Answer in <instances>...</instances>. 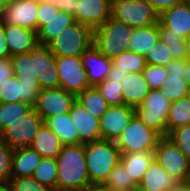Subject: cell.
<instances>
[{"instance_id":"f546056e","label":"cell","mask_w":190,"mask_h":191,"mask_svg":"<svg viewBox=\"0 0 190 191\" xmlns=\"http://www.w3.org/2000/svg\"><path fill=\"white\" fill-rule=\"evenodd\" d=\"M76 100L91 115L101 118L109 104L96 87H89L76 95Z\"/></svg>"},{"instance_id":"ab89813d","label":"cell","mask_w":190,"mask_h":191,"mask_svg":"<svg viewBox=\"0 0 190 191\" xmlns=\"http://www.w3.org/2000/svg\"><path fill=\"white\" fill-rule=\"evenodd\" d=\"M142 75L146 80L150 90H159L165 83L168 73L165 66L147 64L142 71Z\"/></svg>"},{"instance_id":"d590c367","label":"cell","mask_w":190,"mask_h":191,"mask_svg":"<svg viewBox=\"0 0 190 191\" xmlns=\"http://www.w3.org/2000/svg\"><path fill=\"white\" fill-rule=\"evenodd\" d=\"M158 28L160 40L165 43L173 59H185L186 46L184 39L179 35L169 33V29L165 28L160 22H158Z\"/></svg>"},{"instance_id":"d6986e66","label":"cell","mask_w":190,"mask_h":191,"mask_svg":"<svg viewBox=\"0 0 190 191\" xmlns=\"http://www.w3.org/2000/svg\"><path fill=\"white\" fill-rule=\"evenodd\" d=\"M40 86L22 83L12 76L6 80L0 87V102L11 103L23 101L34 106L40 92Z\"/></svg>"},{"instance_id":"8d00e7d4","label":"cell","mask_w":190,"mask_h":191,"mask_svg":"<svg viewBox=\"0 0 190 191\" xmlns=\"http://www.w3.org/2000/svg\"><path fill=\"white\" fill-rule=\"evenodd\" d=\"M187 86L185 78L168 76L159 90L169 101L174 102L186 97Z\"/></svg>"},{"instance_id":"8fae6325","label":"cell","mask_w":190,"mask_h":191,"mask_svg":"<svg viewBox=\"0 0 190 191\" xmlns=\"http://www.w3.org/2000/svg\"><path fill=\"white\" fill-rule=\"evenodd\" d=\"M75 101L76 95L63 88L41 89L33 108L45 120L68 113Z\"/></svg>"},{"instance_id":"db71d44e","label":"cell","mask_w":190,"mask_h":191,"mask_svg":"<svg viewBox=\"0 0 190 191\" xmlns=\"http://www.w3.org/2000/svg\"><path fill=\"white\" fill-rule=\"evenodd\" d=\"M185 46H186V53H185V59L187 61H190V35L187 36L185 39Z\"/></svg>"},{"instance_id":"3957f363","label":"cell","mask_w":190,"mask_h":191,"mask_svg":"<svg viewBox=\"0 0 190 191\" xmlns=\"http://www.w3.org/2000/svg\"><path fill=\"white\" fill-rule=\"evenodd\" d=\"M132 27L110 17L105 23L93 30V43L100 53L113 60L129 50Z\"/></svg>"},{"instance_id":"484cf974","label":"cell","mask_w":190,"mask_h":191,"mask_svg":"<svg viewBox=\"0 0 190 191\" xmlns=\"http://www.w3.org/2000/svg\"><path fill=\"white\" fill-rule=\"evenodd\" d=\"M63 146L60 138L45 124L41 126L30 144V147L43 158H57Z\"/></svg>"},{"instance_id":"7402d4cb","label":"cell","mask_w":190,"mask_h":191,"mask_svg":"<svg viewBox=\"0 0 190 191\" xmlns=\"http://www.w3.org/2000/svg\"><path fill=\"white\" fill-rule=\"evenodd\" d=\"M42 158L30 146L15 148L11 163V177L32 176Z\"/></svg>"},{"instance_id":"91938a15","label":"cell","mask_w":190,"mask_h":191,"mask_svg":"<svg viewBox=\"0 0 190 191\" xmlns=\"http://www.w3.org/2000/svg\"><path fill=\"white\" fill-rule=\"evenodd\" d=\"M31 1L40 3V2H44V1H48V0H31Z\"/></svg>"},{"instance_id":"6125c7cd","label":"cell","mask_w":190,"mask_h":191,"mask_svg":"<svg viewBox=\"0 0 190 191\" xmlns=\"http://www.w3.org/2000/svg\"><path fill=\"white\" fill-rule=\"evenodd\" d=\"M188 189L190 191V180L188 181Z\"/></svg>"},{"instance_id":"9a60e30c","label":"cell","mask_w":190,"mask_h":191,"mask_svg":"<svg viewBox=\"0 0 190 191\" xmlns=\"http://www.w3.org/2000/svg\"><path fill=\"white\" fill-rule=\"evenodd\" d=\"M112 0H77L74 20L91 29L105 23L111 17Z\"/></svg>"},{"instance_id":"ffe728a7","label":"cell","mask_w":190,"mask_h":191,"mask_svg":"<svg viewBox=\"0 0 190 191\" xmlns=\"http://www.w3.org/2000/svg\"><path fill=\"white\" fill-rule=\"evenodd\" d=\"M4 30L11 56L28 53L38 44L35 31L19 25H4Z\"/></svg>"},{"instance_id":"e0dca14e","label":"cell","mask_w":190,"mask_h":191,"mask_svg":"<svg viewBox=\"0 0 190 191\" xmlns=\"http://www.w3.org/2000/svg\"><path fill=\"white\" fill-rule=\"evenodd\" d=\"M69 115L80 134V144L101 140L99 118L91 115L76 100Z\"/></svg>"},{"instance_id":"9c48e42d","label":"cell","mask_w":190,"mask_h":191,"mask_svg":"<svg viewBox=\"0 0 190 191\" xmlns=\"http://www.w3.org/2000/svg\"><path fill=\"white\" fill-rule=\"evenodd\" d=\"M43 124L42 117L32 108L1 131V140L13 149L30 146Z\"/></svg>"},{"instance_id":"cb8c5ba5","label":"cell","mask_w":190,"mask_h":191,"mask_svg":"<svg viewBox=\"0 0 190 191\" xmlns=\"http://www.w3.org/2000/svg\"><path fill=\"white\" fill-rule=\"evenodd\" d=\"M44 124L60 138L63 145L80 144L79 131L73 124L69 112L46 118Z\"/></svg>"},{"instance_id":"74e56055","label":"cell","mask_w":190,"mask_h":191,"mask_svg":"<svg viewBox=\"0 0 190 191\" xmlns=\"http://www.w3.org/2000/svg\"><path fill=\"white\" fill-rule=\"evenodd\" d=\"M122 84V82L117 80L108 81L106 79L95 87L103 95L109 105H124Z\"/></svg>"},{"instance_id":"f35d334b","label":"cell","mask_w":190,"mask_h":191,"mask_svg":"<svg viewBox=\"0 0 190 191\" xmlns=\"http://www.w3.org/2000/svg\"><path fill=\"white\" fill-rule=\"evenodd\" d=\"M146 64L167 66L173 57L169 52V49L160 39L145 55Z\"/></svg>"},{"instance_id":"4fadbf2b","label":"cell","mask_w":190,"mask_h":191,"mask_svg":"<svg viewBox=\"0 0 190 191\" xmlns=\"http://www.w3.org/2000/svg\"><path fill=\"white\" fill-rule=\"evenodd\" d=\"M135 116V108L127 105H109L99 119L101 139L116 142Z\"/></svg>"},{"instance_id":"e575fe53","label":"cell","mask_w":190,"mask_h":191,"mask_svg":"<svg viewBox=\"0 0 190 191\" xmlns=\"http://www.w3.org/2000/svg\"><path fill=\"white\" fill-rule=\"evenodd\" d=\"M33 106L23 101L1 103L0 102V130L21 119L22 115L27 114Z\"/></svg>"},{"instance_id":"9f6ffc18","label":"cell","mask_w":190,"mask_h":191,"mask_svg":"<svg viewBox=\"0 0 190 191\" xmlns=\"http://www.w3.org/2000/svg\"><path fill=\"white\" fill-rule=\"evenodd\" d=\"M185 79L187 84H190V61H187L186 70H185Z\"/></svg>"},{"instance_id":"ac0fdd59","label":"cell","mask_w":190,"mask_h":191,"mask_svg":"<svg viewBox=\"0 0 190 191\" xmlns=\"http://www.w3.org/2000/svg\"><path fill=\"white\" fill-rule=\"evenodd\" d=\"M159 22L169 29V33L185 39L190 35V5L184 1L163 10L159 14Z\"/></svg>"},{"instance_id":"7dc6e473","label":"cell","mask_w":190,"mask_h":191,"mask_svg":"<svg viewBox=\"0 0 190 191\" xmlns=\"http://www.w3.org/2000/svg\"><path fill=\"white\" fill-rule=\"evenodd\" d=\"M160 14L163 10L180 4L185 0H146Z\"/></svg>"},{"instance_id":"60d3db41","label":"cell","mask_w":190,"mask_h":191,"mask_svg":"<svg viewBox=\"0 0 190 191\" xmlns=\"http://www.w3.org/2000/svg\"><path fill=\"white\" fill-rule=\"evenodd\" d=\"M166 137L190 160V124L172 130Z\"/></svg>"},{"instance_id":"44dd1931","label":"cell","mask_w":190,"mask_h":191,"mask_svg":"<svg viewBox=\"0 0 190 191\" xmlns=\"http://www.w3.org/2000/svg\"><path fill=\"white\" fill-rule=\"evenodd\" d=\"M178 182L154 159L137 188L143 191H169Z\"/></svg>"},{"instance_id":"f6af8a7d","label":"cell","mask_w":190,"mask_h":191,"mask_svg":"<svg viewBox=\"0 0 190 191\" xmlns=\"http://www.w3.org/2000/svg\"><path fill=\"white\" fill-rule=\"evenodd\" d=\"M187 60H175L173 59L165 69L168 73V76H181V78H185V70H186Z\"/></svg>"},{"instance_id":"7bdbcfd3","label":"cell","mask_w":190,"mask_h":191,"mask_svg":"<svg viewBox=\"0 0 190 191\" xmlns=\"http://www.w3.org/2000/svg\"><path fill=\"white\" fill-rule=\"evenodd\" d=\"M13 150L0 140V181H9L11 178Z\"/></svg>"},{"instance_id":"5b68a950","label":"cell","mask_w":190,"mask_h":191,"mask_svg":"<svg viewBox=\"0 0 190 191\" xmlns=\"http://www.w3.org/2000/svg\"><path fill=\"white\" fill-rule=\"evenodd\" d=\"M161 136L146 126L136 115L116 140L121 154L130 152H154Z\"/></svg>"},{"instance_id":"7c38bea8","label":"cell","mask_w":190,"mask_h":191,"mask_svg":"<svg viewBox=\"0 0 190 191\" xmlns=\"http://www.w3.org/2000/svg\"><path fill=\"white\" fill-rule=\"evenodd\" d=\"M30 58H34L35 77H38L40 89L60 88L56 57L49 46L38 43L30 51Z\"/></svg>"},{"instance_id":"8992f818","label":"cell","mask_w":190,"mask_h":191,"mask_svg":"<svg viewBox=\"0 0 190 191\" xmlns=\"http://www.w3.org/2000/svg\"><path fill=\"white\" fill-rule=\"evenodd\" d=\"M111 17L134 29L159 22V14L146 0H112Z\"/></svg>"},{"instance_id":"d6a6232c","label":"cell","mask_w":190,"mask_h":191,"mask_svg":"<svg viewBox=\"0 0 190 191\" xmlns=\"http://www.w3.org/2000/svg\"><path fill=\"white\" fill-rule=\"evenodd\" d=\"M104 184L111 191H136L137 185L127 172L124 165L119 161L111 170Z\"/></svg>"},{"instance_id":"b9f144b4","label":"cell","mask_w":190,"mask_h":191,"mask_svg":"<svg viewBox=\"0 0 190 191\" xmlns=\"http://www.w3.org/2000/svg\"><path fill=\"white\" fill-rule=\"evenodd\" d=\"M9 183L12 191H53L32 176L11 177Z\"/></svg>"},{"instance_id":"7a4b0ae2","label":"cell","mask_w":190,"mask_h":191,"mask_svg":"<svg viewBox=\"0 0 190 191\" xmlns=\"http://www.w3.org/2000/svg\"><path fill=\"white\" fill-rule=\"evenodd\" d=\"M120 156L119 148L113 141L101 139L85 143V162L90 183H104L120 161Z\"/></svg>"},{"instance_id":"5bb4252c","label":"cell","mask_w":190,"mask_h":191,"mask_svg":"<svg viewBox=\"0 0 190 191\" xmlns=\"http://www.w3.org/2000/svg\"><path fill=\"white\" fill-rule=\"evenodd\" d=\"M39 3L31 0H11L3 8L0 22L4 25H19L37 32Z\"/></svg>"},{"instance_id":"277c9868","label":"cell","mask_w":190,"mask_h":191,"mask_svg":"<svg viewBox=\"0 0 190 191\" xmlns=\"http://www.w3.org/2000/svg\"><path fill=\"white\" fill-rule=\"evenodd\" d=\"M93 42V29L75 21L48 46L55 57H80Z\"/></svg>"},{"instance_id":"2e32d148","label":"cell","mask_w":190,"mask_h":191,"mask_svg":"<svg viewBox=\"0 0 190 191\" xmlns=\"http://www.w3.org/2000/svg\"><path fill=\"white\" fill-rule=\"evenodd\" d=\"M81 63L86 70L88 83L95 87L108 77L112 60L101 54L93 44L81 56Z\"/></svg>"},{"instance_id":"6da1fadb","label":"cell","mask_w":190,"mask_h":191,"mask_svg":"<svg viewBox=\"0 0 190 191\" xmlns=\"http://www.w3.org/2000/svg\"><path fill=\"white\" fill-rule=\"evenodd\" d=\"M57 191H77L90 183L85 144L64 145L57 155Z\"/></svg>"},{"instance_id":"603a6c76","label":"cell","mask_w":190,"mask_h":191,"mask_svg":"<svg viewBox=\"0 0 190 191\" xmlns=\"http://www.w3.org/2000/svg\"><path fill=\"white\" fill-rule=\"evenodd\" d=\"M122 83L124 104L132 108L140 106L150 92L142 72L128 74Z\"/></svg>"},{"instance_id":"4316f807","label":"cell","mask_w":190,"mask_h":191,"mask_svg":"<svg viewBox=\"0 0 190 191\" xmlns=\"http://www.w3.org/2000/svg\"><path fill=\"white\" fill-rule=\"evenodd\" d=\"M159 39L158 23L148 27L135 28L129 41V50L145 56Z\"/></svg>"},{"instance_id":"94428289","label":"cell","mask_w":190,"mask_h":191,"mask_svg":"<svg viewBox=\"0 0 190 191\" xmlns=\"http://www.w3.org/2000/svg\"><path fill=\"white\" fill-rule=\"evenodd\" d=\"M2 12H3V7L0 5V20H1V17H2Z\"/></svg>"},{"instance_id":"30bf717a","label":"cell","mask_w":190,"mask_h":191,"mask_svg":"<svg viewBox=\"0 0 190 191\" xmlns=\"http://www.w3.org/2000/svg\"><path fill=\"white\" fill-rule=\"evenodd\" d=\"M60 88L78 95L91 87L80 57H56Z\"/></svg>"},{"instance_id":"f1b7e54d","label":"cell","mask_w":190,"mask_h":191,"mask_svg":"<svg viewBox=\"0 0 190 191\" xmlns=\"http://www.w3.org/2000/svg\"><path fill=\"white\" fill-rule=\"evenodd\" d=\"M14 76L22 83L39 86L38 77H35L34 58H30V52L11 56Z\"/></svg>"},{"instance_id":"c3c4849f","label":"cell","mask_w":190,"mask_h":191,"mask_svg":"<svg viewBox=\"0 0 190 191\" xmlns=\"http://www.w3.org/2000/svg\"><path fill=\"white\" fill-rule=\"evenodd\" d=\"M60 11H65L66 13L75 14V6L77 5V0H50Z\"/></svg>"},{"instance_id":"4dcf8cb0","label":"cell","mask_w":190,"mask_h":191,"mask_svg":"<svg viewBox=\"0 0 190 191\" xmlns=\"http://www.w3.org/2000/svg\"><path fill=\"white\" fill-rule=\"evenodd\" d=\"M190 124V99L180 98L171 102L166 120L167 135L179 127Z\"/></svg>"},{"instance_id":"ee69618b","label":"cell","mask_w":190,"mask_h":191,"mask_svg":"<svg viewBox=\"0 0 190 191\" xmlns=\"http://www.w3.org/2000/svg\"><path fill=\"white\" fill-rule=\"evenodd\" d=\"M59 9L50 1L39 3L38 16H37V31L47 24L55 14L59 13Z\"/></svg>"},{"instance_id":"11a10c76","label":"cell","mask_w":190,"mask_h":191,"mask_svg":"<svg viewBox=\"0 0 190 191\" xmlns=\"http://www.w3.org/2000/svg\"><path fill=\"white\" fill-rule=\"evenodd\" d=\"M0 191H12L9 181H0Z\"/></svg>"},{"instance_id":"ba28073f","label":"cell","mask_w":190,"mask_h":191,"mask_svg":"<svg viewBox=\"0 0 190 191\" xmlns=\"http://www.w3.org/2000/svg\"><path fill=\"white\" fill-rule=\"evenodd\" d=\"M154 154L169 175L179 182L190 180V160L169 138L165 136L158 140Z\"/></svg>"},{"instance_id":"bcb514c9","label":"cell","mask_w":190,"mask_h":191,"mask_svg":"<svg viewBox=\"0 0 190 191\" xmlns=\"http://www.w3.org/2000/svg\"><path fill=\"white\" fill-rule=\"evenodd\" d=\"M14 75L11 58L0 59V87Z\"/></svg>"},{"instance_id":"d4e9b609","label":"cell","mask_w":190,"mask_h":191,"mask_svg":"<svg viewBox=\"0 0 190 191\" xmlns=\"http://www.w3.org/2000/svg\"><path fill=\"white\" fill-rule=\"evenodd\" d=\"M154 159V152H130L120 156V162L124 165L125 172L137 186Z\"/></svg>"},{"instance_id":"f5cc1de1","label":"cell","mask_w":190,"mask_h":191,"mask_svg":"<svg viewBox=\"0 0 190 191\" xmlns=\"http://www.w3.org/2000/svg\"><path fill=\"white\" fill-rule=\"evenodd\" d=\"M169 191H189V189H188V181L187 182H178Z\"/></svg>"},{"instance_id":"83f0119b","label":"cell","mask_w":190,"mask_h":191,"mask_svg":"<svg viewBox=\"0 0 190 191\" xmlns=\"http://www.w3.org/2000/svg\"><path fill=\"white\" fill-rule=\"evenodd\" d=\"M75 22L72 14L65 11H59L55 14L47 24L37 31L38 43L48 45L63 30Z\"/></svg>"},{"instance_id":"6f0895ef","label":"cell","mask_w":190,"mask_h":191,"mask_svg":"<svg viewBox=\"0 0 190 191\" xmlns=\"http://www.w3.org/2000/svg\"><path fill=\"white\" fill-rule=\"evenodd\" d=\"M11 0H0V5L5 8V6L10 2Z\"/></svg>"},{"instance_id":"1f68e13d","label":"cell","mask_w":190,"mask_h":191,"mask_svg":"<svg viewBox=\"0 0 190 191\" xmlns=\"http://www.w3.org/2000/svg\"><path fill=\"white\" fill-rule=\"evenodd\" d=\"M146 65L145 56L128 50L112 60L110 70L126 71L129 74L139 73L145 69Z\"/></svg>"},{"instance_id":"be15d7a7","label":"cell","mask_w":190,"mask_h":191,"mask_svg":"<svg viewBox=\"0 0 190 191\" xmlns=\"http://www.w3.org/2000/svg\"><path fill=\"white\" fill-rule=\"evenodd\" d=\"M185 2H187L190 5V0H185Z\"/></svg>"},{"instance_id":"816d5d0a","label":"cell","mask_w":190,"mask_h":191,"mask_svg":"<svg viewBox=\"0 0 190 191\" xmlns=\"http://www.w3.org/2000/svg\"><path fill=\"white\" fill-rule=\"evenodd\" d=\"M129 73H127L126 71H121V70H110L107 80L108 81H113V80H117L122 82L128 75Z\"/></svg>"},{"instance_id":"836d02e7","label":"cell","mask_w":190,"mask_h":191,"mask_svg":"<svg viewBox=\"0 0 190 191\" xmlns=\"http://www.w3.org/2000/svg\"><path fill=\"white\" fill-rule=\"evenodd\" d=\"M42 185L57 191V161L56 158H42L32 175Z\"/></svg>"},{"instance_id":"52a82bcc","label":"cell","mask_w":190,"mask_h":191,"mask_svg":"<svg viewBox=\"0 0 190 191\" xmlns=\"http://www.w3.org/2000/svg\"><path fill=\"white\" fill-rule=\"evenodd\" d=\"M171 101L160 90H150L142 104L135 108V115L161 137L167 136L166 120Z\"/></svg>"},{"instance_id":"680465c9","label":"cell","mask_w":190,"mask_h":191,"mask_svg":"<svg viewBox=\"0 0 190 191\" xmlns=\"http://www.w3.org/2000/svg\"><path fill=\"white\" fill-rule=\"evenodd\" d=\"M186 97L190 99V84L187 86Z\"/></svg>"},{"instance_id":"f907efd6","label":"cell","mask_w":190,"mask_h":191,"mask_svg":"<svg viewBox=\"0 0 190 191\" xmlns=\"http://www.w3.org/2000/svg\"><path fill=\"white\" fill-rule=\"evenodd\" d=\"M77 191H111L104 183H89Z\"/></svg>"},{"instance_id":"681fc988","label":"cell","mask_w":190,"mask_h":191,"mask_svg":"<svg viewBox=\"0 0 190 191\" xmlns=\"http://www.w3.org/2000/svg\"><path fill=\"white\" fill-rule=\"evenodd\" d=\"M10 50L6 41L4 24L0 22V59L9 58Z\"/></svg>"}]
</instances>
